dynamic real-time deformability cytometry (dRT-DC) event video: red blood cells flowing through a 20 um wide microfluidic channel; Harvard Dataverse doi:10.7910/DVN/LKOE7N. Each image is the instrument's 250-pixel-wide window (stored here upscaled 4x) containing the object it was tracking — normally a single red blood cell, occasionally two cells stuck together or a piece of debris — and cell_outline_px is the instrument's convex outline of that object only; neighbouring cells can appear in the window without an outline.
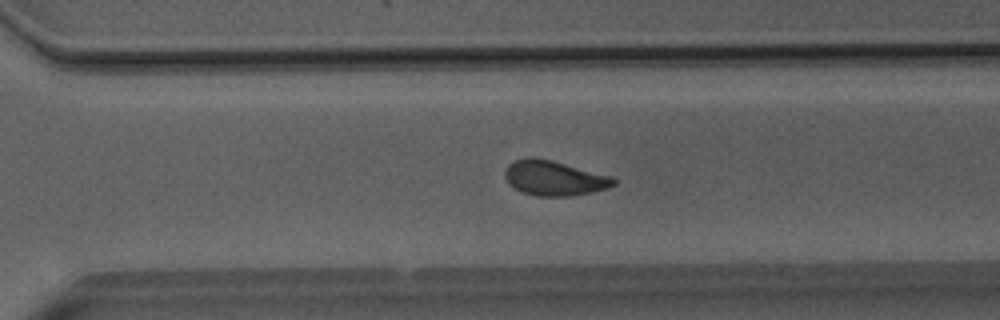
{"species": "Egyptian fruit bat (a non-hibernating species)", "species_latin": "Rousettus aegyptiacus", "temperature_condition": "room temperature", "stored_images_in_passage": 44, "camera_frame_rate_fps": 3000, "um_per_image_px": 0.085, "animal": {"sex": "male"}, "frame": {"image": 1, "passage_image": 29, "time_ms": 9.333, "image_size_px": [1000, 320], "cell_outline_px": [[616, 184], [608, 188], [592, 192], [568, 196], [536, 196], [524, 192], [508, 184], [504, 176], [504, 172], [508, 164], [512, 160], [528, 156], [532, 156], [552, 160], [612, 176], [616, 180]], "centroid_in_image_um": [47.08, 15.12], "position_along_channel_um": 323.5, "area_um2": 22.31}}
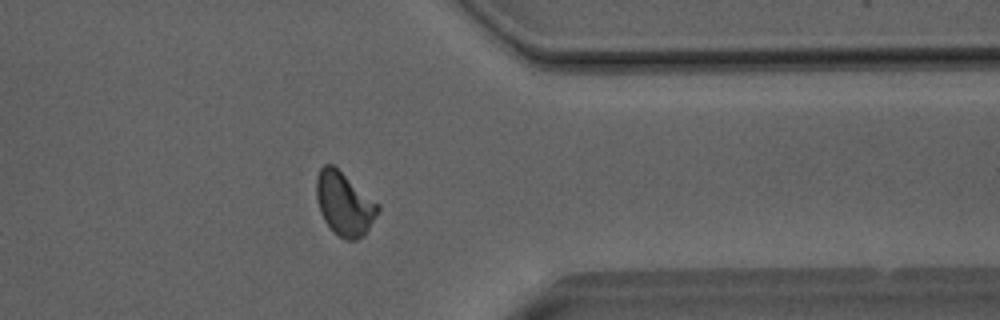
{"frame": {"image": 2, "passage_image": 34, "time_ms": 11.0, "image_size_px": [1000, 320], "cell_outline_px": [[380, 208], [376, 216], [364, 236], [356, 240], [344, 240], [324, 220], [320, 212], [316, 196], [316, 176], [320, 168], [324, 164], [332, 164], [380, 204]], "centroid_in_image_um": [29.27, 17.31], "position_along_channel_um": 382.1, "area_um2": 22.6}}
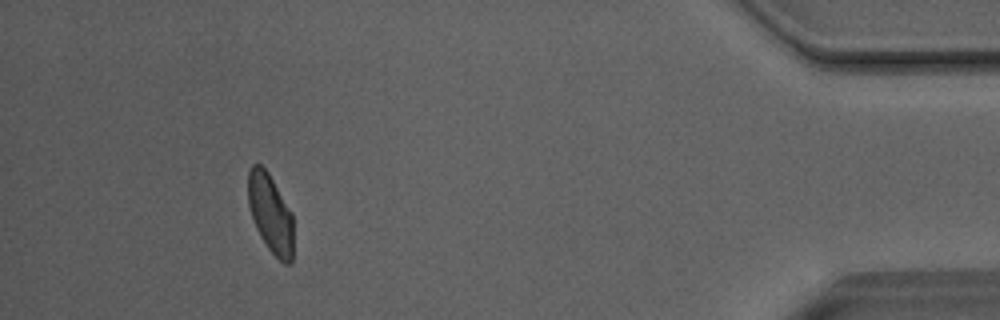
{"frame": {"image": 3, "passage_image": 40, "time_ms": 13.0, "image_size_px": [1000, 320], "cell_outline_px": [[292, 264], [284, 264], [268, 248], [260, 236], [256, 228], [248, 204], [248, 172], [252, 164], [260, 164], [268, 172], [292, 212]], "centroid_in_image_um": [22.98, 18.14], "position_along_channel_um": 412.2, "area_um2": 20.69}, "authors_computed_cell_mechanics": {"area_um2": 22.3397, "velocity_mm_per_s": 4.0569, "shape_relaxation_time_tau1_ms": 5.6263, "shape_relaxation_time_tau2_ms": 1.7386, "deformation_change_tau1": 0.1386, "deformation_change_tau2": 0.0717}}